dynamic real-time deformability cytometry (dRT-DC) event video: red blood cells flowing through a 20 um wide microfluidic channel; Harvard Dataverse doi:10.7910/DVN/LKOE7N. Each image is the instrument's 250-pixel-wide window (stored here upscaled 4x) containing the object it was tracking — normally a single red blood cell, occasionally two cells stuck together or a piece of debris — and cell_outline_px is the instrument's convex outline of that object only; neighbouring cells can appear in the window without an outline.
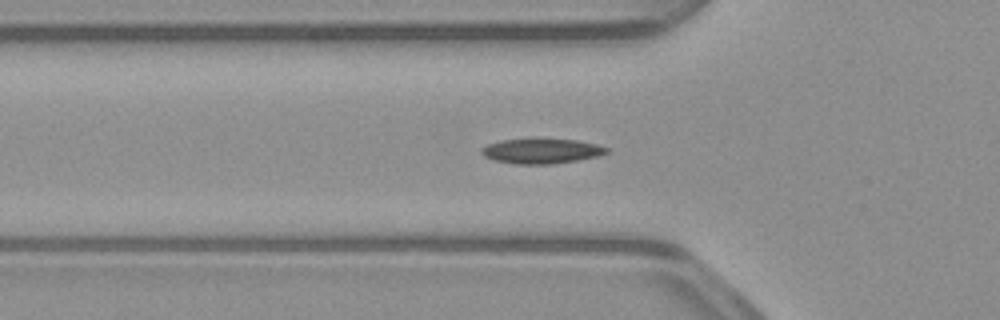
{"species": "common noctule bat (a hibernating species)", "species_latin": "Nyctalus noctula", "temperature_condition": "warm", "stored_images_in_passage": 42, "segment_of_instrument_passage": [1, 2], "camera_frame_rate_fps": 3000, "um_per_image_px": 0.085, "animal": {"sex": "male", "body_mass_g": 23.1, "forearm_length_mm": 52.7}, "frame": {"image": 1, "passage_image": 6, "time_ms": 1.667, "image_size_px": [1000, 320], "cell_outline_px": [[608, 152], [600, 156], [552, 164], [516, 164], [496, 160], [484, 156], [480, 152], [480, 148], [488, 144], [500, 140], [532, 136], [536, 136], [576, 140], [596, 144], [608, 148]], "centroid_in_image_um": [46.0, 12.79], "position_along_channel_um": 79.8, "area_um2": 18.96}}
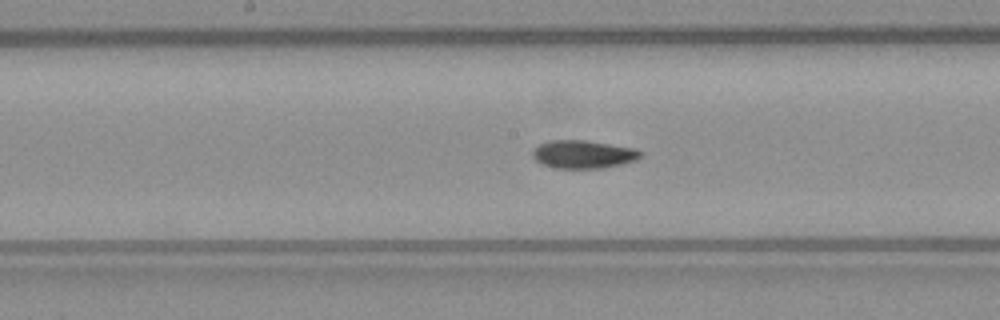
{"frame": {"image": 2, "passage_image": 15, "time_ms": 4.667, "image_size_px": [1000, 320], "cell_outline_px": [[644, 152], [636, 160], [604, 168], [556, 168], [544, 164], [536, 160], [532, 156], [532, 152], [540, 144], [548, 140], [584, 140], [636, 148]], "centroid_in_image_um": [49.6, 13.11], "position_along_channel_um": 198.6, "area_um2": 17.57}}
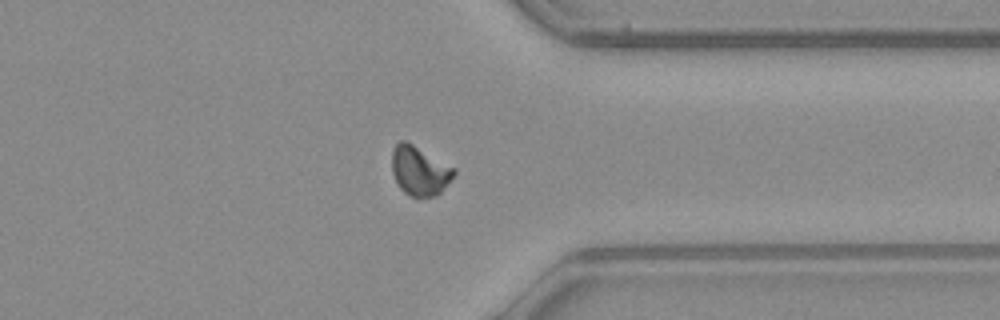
{"frame": {"image": 3, "passage_image": 29, "time_ms": 9.333, "image_size_px": [1000, 320], "cell_outline_px": [[456, 172], [440, 192], [436, 196], [408, 196], [400, 188], [392, 172], [392, 152], [396, 144], [400, 140], [404, 140], [412, 144], [456, 168]], "centroid_in_image_um": [35.65, 14.51], "position_along_channel_um": 375.7, "area_um2": 17.57}}